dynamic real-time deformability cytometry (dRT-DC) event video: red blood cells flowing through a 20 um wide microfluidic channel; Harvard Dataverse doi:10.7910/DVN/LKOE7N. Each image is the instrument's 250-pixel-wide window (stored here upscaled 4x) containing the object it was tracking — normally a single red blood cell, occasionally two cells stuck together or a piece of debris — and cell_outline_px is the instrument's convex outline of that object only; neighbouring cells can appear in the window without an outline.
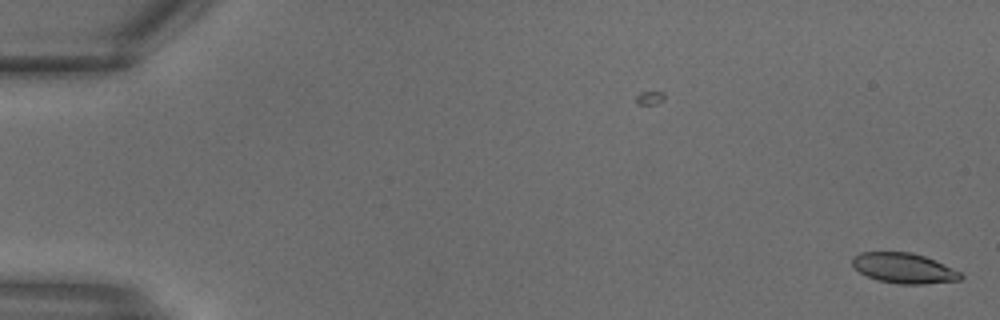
{"species": "common noctule bat (a hibernating species)", "species_latin": "Nyctalus noctula", "temperature_condition": "warm", "stored_images_in_passage": 4, "camera_frame_rate_fps": 3000, "um_per_image_px": 0.085, "animal": {"sex": "male", "body_mass_g": 18.8}, "frame": {"image": 1, "passage_image": 4, "time_ms": 1.0, "image_size_px": [1000, 320], "cell_outline_px": [[964, 276], [960, 280], [924, 284], [900, 284], [876, 280], [860, 272], [852, 264], [852, 256], [860, 252], [912, 252], [924, 256], [952, 268], [960, 272]], "centroid_in_image_um": [76.81, 22.79], "position_along_channel_um": 8.2, "area_um2": 19.02}}